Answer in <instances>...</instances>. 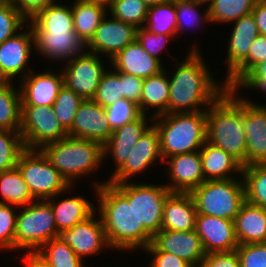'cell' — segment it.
I'll use <instances>...</instances> for the list:
<instances>
[{
	"mask_svg": "<svg viewBox=\"0 0 266 267\" xmlns=\"http://www.w3.org/2000/svg\"><path fill=\"white\" fill-rule=\"evenodd\" d=\"M24 150L20 132L0 130V172L15 168Z\"/></svg>",
	"mask_w": 266,
	"mask_h": 267,
	"instance_id": "cell-42",
	"label": "cell"
},
{
	"mask_svg": "<svg viewBox=\"0 0 266 267\" xmlns=\"http://www.w3.org/2000/svg\"><path fill=\"white\" fill-rule=\"evenodd\" d=\"M147 6H153L157 5L163 2H166L167 0H142Z\"/></svg>",
	"mask_w": 266,
	"mask_h": 267,
	"instance_id": "cell-59",
	"label": "cell"
},
{
	"mask_svg": "<svg viewBox=\"0 0 266 267\" xmlns=\"http://www.w3.org/2000/svg\"><path fill=\"white\" fill-rule=\"evenodd\" d=\"M108 63L110 60L107 61V58L86 50L63 64L60 63L58 68L63 72L64 85L84 100H89L95 97L101 78L110 66Z\"/></svg>",
	"mask_w": 266,
	"mask_h": 267,
	"instance_id": "cell-12",
	"label": "cell"
},
{
	"mask_svg": "<svg viewBox=\"0 0 266 267\" xmlns=\"http://www.w3.org/2000/svg\"><path fill=\"white\" fill-rule=\"evenodd\" d=\"M243 88H245L244 90L246 91L249 89L250 91L254 90L256 93H262L266 95V81H236L229 89L232 92H244V90H242Z\"/></svg>",
	"mask_w": 266,
	"mask_h": 267,
	"instance_id": "cell-55",
	"label": "cell"
},
{
	"mask_svg": "<svg viewBox=\"0 0 266 267\" xmlns=\"http://www.w3.org/2000/svg\"><path fill=\"white\" fill-rule=\"evenodd\" d=\"M230 36L227 38L225 76L227 88H230L245 72H248V52L255 38L260 35L252 13L230 23Z\"/></svg>",
	"mask_w": 266,
	"mask_h": 267,
	"instance_id": "cell-11",
	"label": "cell"
},
{
	"mask_svg": "<svg viewBox=\"0 0 266 267\" xmlns=\"http://www.w3.org/2000/svg\"><path fill=\"white\" fill-rule=\"evenodd\" d=\"M197 267H241L237 251L206 254Z\"/></svg>",
	"mask_w": 266,
	"mask_h": 267,
	"instance_id": "cell-50",
	"label": "cell"
},
{
	"mask_svg": "<svg viewBox=\"0 0 266 267\" xmlns=\"http://www.w3.org/2000/svg\"><path fill=\"white\" fill-rule=\"evenodd\" d=\"M34 201L36 199L17 167L0 172V203L21 207Z\"/></svg>",
	"mask_w": 266,
	"mask_h": 267,
	"instance_id": "cell-34",
	"label": "cell"
},
{
	"mask_svg": "<svg viewBox=\"0 0 266 267\" xmlns=\"http://www.w3.org/2000/svg\"><path fill=\"white\" fill-rule=\"evenodd\" d=\"M13 6L20 14L29 21L33 19L40 11L57 0H10Z\"/></svg>",
	"mask_w": 266,
	"mask_h": 267,
	"instance_id": "cell-52",
	"label": "cell"
},
{
	"mask_svg": "<svg viewBox=\"0 0 266 267\" xmlns=\"http://www.w3.org/2000/svg\"><path fill=\"white\" fill-rule=\"evenodd\" d=\"M105 111L112 131L135 121L142 115L138 104L126 98H122L116 103L109 105L105 108Z\"/></svg>",
	"mask_w": 266,
	"mask_h": 267,
	"instance_id": "cell-44",
	"label": "cell"
},
{
	"mask_svg": "<svg viewBox=\"0 0 266 267\" xmlns=\"http://www.w3.org/2000/svg\"><path fill=\"white\" fill-rule=\"evenodd\" d=\"M207 141L246 166L244 102L227 88L206 111Z\"/></svg>",
	"mask_w": 266,
	"mask_h": 267,
	"instance_id": "cell-3",
	"label": "cell"
},
{
	"mask_svg": "<svg viewBox=\"0 0 266 267\" xmlns=\"http://www.w3.org/2000/svg\"><path fill=\"white\" fill-rule=\"evenodd\" d=\"M73 188L76 190L77 187L70 186L64 192L46 200L52 207L58 232L71 229L74 225L86 220L96 211V204L94 203L96 200L92 202L87 197L85 198L84 195L71 194L75 193L72 192ZM69 192L71 193L69 194ZM65 195L69 197H63Z\"/></svg>",
	"mask_w": 266,
	"mask_h": 267,
	"instance_id": "cell-25",
	"label": "cell"
},
{
	"mask_svg": "<svg viewBox=\"0 0 266 267\" xmlns=\"http://www.w3.org/2000/svg\"><path fill=\"white\" fill-rule=\"evenodd\" d=\"M16 167L36 200H47L70 187L41 150L25 149Z\"/></svg>",
	"mask_w": 266,
	"mask_h": 267,
	"instance_id": "cell-9",
	"label": "cell"
},
{
	"mask_svg": "<svg viewBox=\"0 0 266 267\" xmlns=\"http://www.w3.org/2000/svg\"><path fill=\"white\" fill-rule=\"evenodd\" d=\"M160 136V150L166 158L199 151L207 141L206 111L161 114L153 117Z\"/></svg>",
	"mask_w": 266,
	"mask_h": 267,
	"instance_id": "cell-5",
	"label": "cell"
},
{
	"mask_svg": "<svg viewBox=\"0 0 266 267\" xmlns=\"http://www.w3.org/2000/svg\"><path fill=\"white\" fill-rule=\"evenodd\" d=\"M97 180V181H96ZM92 181L93 198L97 200L96 212L99 214L107 242L111 251L141 252L152 242L153 237L138 226L135 205L108 180ZM104 180V182H103ZM136 249V250H135Z\"/></svg>",
	"mask_w": 266,
	"mask_h": 267,
	"instance_id": "cell-2",
	"label": "cell"
},
{
	"mask_svg": "<svg viewBox=\"0 0 266 267\" xmlns=\"http://www.w3.org/2000/svg\"><path fill=\"white\" fill-rule=\"evenodd\" d=\"M257 0H213L209 5L211 24L229 25L252 13Z\"/></svg>",
	"mask_w": 266,
	"mask_h": 267,
	"instance_id": "cell-37",
	"label": "cell"
},
{
	"mask_svg": "<svg viewBox=\"0 0 266 267\" xmlns=\"http://www.w3.org/2000/svg\"><path fill=\"white\" fill-rule=\"evenodd\" d=\"M192 196L197 214L234 220L246 201L243 178L204 181Z\"/></svg>",
	"mask_w": 266,
	"mask_h": 267,
	"instance_id": "cell-6",
	"label": "cell"
},
{
	"mask_svg": "<svg viewBox=\"0 0 266 267\" xmlns=\"http://www.w3.org/2000/svg\"><path fill=\"white\" fill-rule=\"evenodd\" d=\"M246 201L266 209V164L243 167Z\"/></svg>",
	"mask_w": 266,
	"mask_h": 267,
	"instance_id": "cell-39",
	"label": "cell"
},
{
	"mask_svg": "<svg viewBox=\"0 0 266 267\" xmlns=\"http://www.w3.org/2000/svg\"><path fill=\"white\" fill-rule=\"evenodd\" d=\"M176 38L177 36L152 33L145 27H138L136 29V40L139 42L142 48L149 55L160 61L164 66H166V64L163 63L164 58H162L161 54L164 51L169 53L170 48L166 49L168 43Z\"/></svg>",
	"mask_w": 266,
	"mask_h": 267,
	"instance_id": "cell-46",
	"label": "cell"
},
{
	"mask_svg": "<svg viewBox=\"0 0 266 267\" xmlns=\"http://www.w3.org/2000/svg\"><path fill=\"white\" fill-rule=\"evenodd\" d=\"M67 132L70 137L95 141L103 146L113 133L105 108L93 99L84 100L79 105L72 127Z\"/></svg>",
	"mask_w": 266,
	"mask_h": 267,
	"instance_id": "cell-21",
	"label": "cell"
},
{
	"mask_svg": "<svg viewBox=\"0 0 266 267\" xmlns=\"http://www.w3.org/2000/svg\"><path fill=\"white\" fill-rule=\"evenodd\" d=\"M237 81H266V60L256 64Z\"/></svg>",
	"mask_w": 266,
	"mask_h": 267,
	"instance_id": "cell-56",
	"label": "cell"
},
{
	"mask_svg": "<svg viewBox=\"0 0 266 267\" xmlns=\"http://www.w3.org/2000/svg\"><path fill=\"white\" fill-rule=\"evenodd\" d=\"M21 105L53 106L60 88L64 85L62 70L34 69L18 81Z\"/></svg>",
	"mask_w": 266,
	"mask_h": 267,
	"instance_id": "cell-20",
	"label": "cell"
},
{
	"mask_svg": "<svg viewBox=\"0 0 266 267\" xmlns=\"http://www.w3.org/2000/svg\"><path fill=\"white\" fill-rule=\"evenodd\" d=\"M16 83L0 80V130L20 132L21 95Z\"/></svg>",
	"mask_w": 266,
	"mask_h": 267,
	"instance_id": "cell-32",
	"label": "cell"
},
{
	"mask_svg": "<svg viewBox=\"0 0 266 267\" xmlns=\"http://www.w3.org/2000/svg\"><path fill=\"white\" fill-rule=\"evenodd\" d=\"M41 151L70 186L93 178L104 166L103 145L95 141L67 136L45 145Z\"/></svg>",
	"mask_w": 266,
	"mask_h": 267,
	"instance_id": "cell-4",
	"label": "cell"
},
{
	"mask_svg": "<svg viewBox=\"0 0 266 267\" xmlns=\"http://www.w3.org/2000/svg\"><path fill=\"white\" fill-rule=\"evenodd\" d=\"M198 3H202L205 4L206 6H208L213 0H195Z\"/></svg>",
	"mask_w": 266,
	"mask_h": 267,
	"instance_id": "cell-60",
	"label": "cell"
},
{
	"mask_svg": "<svg viewBox=\"0 0 266 267\" xmlns=\"http://www.w3.org/2000/svg\"><path fill=\"white\" fill-rule=\"evenodd\" d=\"M199 152L205 181L242 177L243 165L209 141L204 143Z\"/></svg>",
	"mask_w": 266,
	"mask_h": 267,
	"instance_id": "cell-28",
	"label": "cell"
},
{
	"mask_svg": "<svg viewBox=\"0 0 266 267\" xmlns=\"http://www.w3.org/2000/svg\"><path fill=\"white\" fill-rule=\"evenodd\" d=\"M37 56L47 62H66L86 51V44L75 30H32ZM53 60V61H52Z\"/></svg>",
	"mask_w": 266,
	"mask_h": 267,
	"instance_id": "cell-18",
	"label": "cell"
},
{
	"mask_svg": "<svg viewBox=\"0 0 266 267\" xmlns=\"http://www.w3.org/2000/svg\"><path fill=\"white\" fill-rule=\"evenodd\" d=\"M197 211L190 193L171 192L164 204L161 229L195 230Z\"/></svg>",
	"mask_w": 266,
	"mask_h": 267,
	"instance_id": "cell-27",
	"label": "cell"
},
{
	"mask_svg": "<svg viewBox=\"0 0 266 267\" xmlns=\"http://www.w3.org/2000/svg\"><path fill=\"white\" fill-rule=\"evenodd\" d=\"M74 1V2H73ZM72 1V17L74 30L87 44L95 34L101 20L106 16L107 9L87 0Z\"/></svg>",
	"mask_w": 266,
	"mask_h": 267,
	"instance_id": "cell-31",
	"label": "cell"
},
{
	"mask_svg": "<svg viewBox=\"0 0 266 267\" xmlns=\"http://www.w3.org/2000/svg\"><path fill=\"white\" fill-rule=\"evenodd\" d=\"M34 254L49 267H88L69 245L57 238L43 244Z\"/></svg>",
	"mask_w": 266,
	"mask_h": 267,
	"instance_id": "cell-35",
	"label": "cell"
},
{
	"mask_svg": "<svg viewBox=\"0 0 266 267\" xmlns=\"http://www.w3.org/2000/svg\"><path fill=\"white\" fill-rule=\"evenodd\" d=\"M168 70L167 67V69L162 70L157 75L144 78L140 103L138 105L142 114L152 117L168 114L170 94Z\"/></svg>",
	"mask_w": 266,
	"mask_h": 267,
	"instance_id": "cell-30",
	"label": "cell"
},
{
	"mask_svg": "<svg viewBox=\"0 0 266 267\" xmlns=\"http://www.w3.org/2000/svg\"><path fill=\"white\" fill-rule=\"evenodd\" d=\"M148 7L142 0H114L107 11L111 17L138 28L144 27Z\"/></svg>",
	"mask_w": 266,
	"mask_h": 267,
	"instance_id": "cell-40",
	"label": "cell"
},
{
	"mask_svg": "<svg viewBox=\"0 0 266 267\" xmlns=\"http://www.w3.org/2000/svg\"><path fill=\"white\" fill-rule=\"evenodd\" d=\"M159 251L168 252L197 267L206 252L202 240L195 230L172 231L161 229L151 242Z\"/></svg>",
	"mask_w": 266,
	"mask_h": 267,
	"instance_id": "cell-24",
	"label": "cell"
},
{
	"mask_svg": "<svg viewBox=\"0 0 266 267\" xmlns=\"http://www.w3.org/2000/svg\"><path fill=\"white\" fill-rule=\"evenodd\" d=\"M34 36L29 23L16 35L0 44V80L17 82L33 69ZM32 60H31V59ZM16 79V80H15Z\"/></svg>",
	"mask_w": 266,
	"mask_h": 267,
	"instance_id": "cell-13",
	"label": "cell"
},
{
	"mask_svg": "<svg viewBox=\"0 0 266 267\" xmlns=\"http://www.w3.org/2000/svg\"><path fill=\"white\" fill-rule=\"evenodd\" d=\"M64 2V3H63ZM32 30H74L72 2L57 0L28 21Z\"/></svg>",
	"mask_w": 266,
	"mask_h": 267,
	"instance_id": "cell-33",
	"label": "cell"
},
{
	"mask_svg": "<svg viewBox=\"0 0 266 267\" xmlns=\"http://www.w3.org/2000/svg\"><path fill=\"white\" fill-rule=\"evenodd\" d=\"M143 253L151 254L148 267H192L185 260L168 252L159 251L152 243H150L143 251Z\"/></svg>",
	"mask_w": 266,
	"mask_h": 267,
	"instance_id": "cell-49",
	"label": "cell"
},
{
	"mask_svg": "<svg viewBox=\"0 0 266 267\" xmlns=\"http://www.w3.org/2000/svg\"><path fill=\"white\" fill-rule=\"evenodd\" d=\"M163 163L168 182L163 184L170 192L190 193L205 181L199 151L175 155Z\"/></svg>",
	"mask_w": 266,
	"mask_h": 267,
	"instance_id": "cell-19",
	"label": "cell"
},
{
	"mask_svg": "<svg viewBox=\"0 0 266 267\" xmlns=\"http://www.w3.org/2000/svg\"><path fill=\"white\" fill-rule=\"evenodd\" d=\"M144 27L152 33L177 36V18L174 0L149 6Z\"/></svg>",
	"mask_w": 266,
	"mask_h": 267,
	"instance_id": "cell-38",
	"label": "cell"
},
{
	"mask_svg": "<svg viewBox=\"0 0 266 267\" xmlns=\"http://www.w3.org/2000/svg\"><path fill=\"white\" fill-rule=\"evenodd\" d=\"M158 161L164 165L160 150V136L152 124L137 141L124 164L110 175V178H107L108 183L119 184L133 181L134 177L137 178L139 174L149 171L150 167H155Z\"/></svg>",
	"mask_w": 266,
	"mask_h": 267,
	"instance_id": "cell-14",
	"label": "cell"
},
{
	"mask_svg": "<svg viewBox=\"0 0 266 267\" xmlns=\"http://www.w3.org/2000/svg\"><path fill=\"white\" fill-rule=\"evenodd\" d=\"M110 67L118 72L141 78L159 74L164 65L149 55L137 40L110 59Z\"/></svg>",
	"mask_w": 266,
	"mask_h": 267,
	"instance_id": "cell-26",
	"label": "cell"
},
{
	"mask_svg": "<svg viewBox=\"0 0 266 267\" xmlns=\"http://www.w3.org/2000/svg\"><path fill=\"white\" fill-rule=\"evenodd\" d=\"M233 93L244 102L246 166L266 164V104H259L241 92Z\"/></svg>",
	"mask_w": 266,
	"mask_h": 267,
	"instance_id": "cell-16",
	"label": "cell"
},
{
	"mask_svg": "<svg viewBox=\"0 0 266 267\" xmlns=\"http://www.w3.org/2000/svg\"><path fill=\"white\" fill-rule=\"evenodd\" d=\"M54 213L46 200L19 207L16 219L15 251L34 254L43 244L57 238ZM26 251V252H25Z\"/></svg>",
	"mask_w": 266,
	"mask_h": 267,
	"instance_id": "cell-7",
	"label": "cell"
},
{
	"mask_svg": "<svg viewBox=\"0 0 266 267\" xmlns=\"http://www.w3.org/2000/svg\"><path fill=\"white\" fill-rule=\"evenodd\" d=\"M143 81L141 77L121 73L123 98L139 105Z\"/></svg>",
	"mask_w": 266,
	"mask_h": 267,
	"instance_id": "cell-51",
	"label": "cell"
},
{
	"mask_svg": "<svg viewBox=\"0 0 266 267\" xmlns=\"http://www.w3.org/2000/svg\"><path fill=\"white\" fill-rule=\"evenodd\" d=\"M122 98L121 72H118L109 66L108 70L101 78L97 93L93 100L103 108H106Z\"/></svg>",
	"mask_w": 266,
	"mask_h": 267,
	"instance_id": "cell-43",
	"label": "cell"
},
{
	"mask_svg": "<svg viewBox=\"0 0 266 267\" xmlns=\"http://www.w3.org/2000/svg\"><path fill=\"white\" fill-rule=\"evenodd\" d=\"M266 60V36L258 35L248 52V71L256 64Z\"/></svg>",
	"mask_w": 266,
	"mask_h": 267,
	"instance_id": "cell-53",
	"label": "cell"
},
{
	"mask_svg": "<svg viewBox=\"0 0 266 267\" xmlns=\"http://www.w3.org/2000/svg\"><path fill=\"white\" fill-rule=\"evenodd\" d=\"M235 250L241 267H266V242L239 245Z\"/></svg>",
	"mask_w": 266,
	"mask_h": 267,
	"instance_id": "cell-48",
	"label": "cell"
},
{
	"mask_svg": "<svg viewBox=\"0 0 266 267\" xmlns=\"http://www.w3.org/2000/svg\"><path fill=\"white\" fill-rule=\"evenodd\" d=\"M57 239L69 245L83 261L85 257L97 256L102 250L111 249L101 218L96 211L71 229L59 231Z\"/></svg>",
	"mask_w": 266,
	"mask_h": 267,
	"instance_id": "cell-15",
	"label": "cell"
},
{
	"mask_svg": "<svg viewBox=\"0 0 266 267\" xmlns=\"http://www.w3.org/2000/svg\"><path fill=\"white\" fill-rule=\"evenodd\" d=\"M195 231L206 254L231 252L239 246L233 220L197 214Z\"/></svg>",
	"mask_w": 266,
	"mask_h": 267,
	"instance_id": "cell-23",
	"label": "cell"
},
{
	"mask_svg": "<svg viewBox=\"0 0 266 267\" xmlns=\"http://www.w3.org/2000/svg\"><path fill=\"white\" fill-rule=\"evenodd\" d=\"M19 207L0 203V251L15 252L16 219ZM14 250V251H13Z\"/></svg>",
	"mask_w": 266,
	"mask_h": 267,
	"instance_id": "cell-45",
	"label": "cell"
},
{
	"mask_svg": "<svg viewBox=\"0 0 266 267\" xmlns=\"http://www.w3.org/2000/svg\"><path fill=\"white\" fill-rule=\"evenodd\" d=\"M20 134L25 149L31 150H41L45 145L68 136L53 106L37 105H21Z\"/></svg>",
	"mask_w": 266,
	"mask_h": 267,
	"instance_id": "cell-10",
	"label": "cell"
},
{
	"mask_svg": "<svg viewBox=\"0 0 266 267\" xmlns=\"http://www.w3.org/2000/svg\"><path fill=\"white\" fill-rule=\"evenodd\" d=\"M152 124L153 117L142 114L135 121L127 123L113 131L109 141L103 146L104 163L109 158L114 163L111 166L113 168L115 167L113 171L110 170L112 172L111 175L124 164L137 141Z\"/></svg>",
	"mask_w": 266,
	"mask_h": 267,
	"instance_id": "cell-22",
	"label": "cell"
},
{
	"mask_svg": "<svg viewBox=\"0 0 266 267\" xmlns=\"http://www.w3.org/2000/svg\"><path fill=\"white\" fill-rule=\"evenodd\" d=\"M83 101L84 99L80 95L66 85L60 88L53 109L58 121L66 131L72 127L76 112Z\"/></svg>",
	"mask_w": 266,
	"mask_h": 267,
	"instance_id": "cell-41",
	"label": "cell"
},
{
	"mask_svg": "<svg viewBox=\"0 0 266 267\" xmlns=\"http://www.w3.org/2000/svg\"><path fill=\"white\" fill-rule=\"evenodd\" d=\"M87 1L94 2L95 4H98L108 9L112 5L114 0H87Z\"/></svg>",
	"mask_w": 266,
	"mask_h": 267,
	"instance_id": "cell-58",
	"label": "cell"
},
{
	"mask_svg": "<svg viewBox=\"0 0 266 267\" xmlns=\"http://www.w3.org/2000/svg\"><path fill=\"white\" fill-rule=\"evenodd\" d=\"M252 14L260 35L266 36V0H257Z\"/></svg>",
	"mask_w": 266,
	"mask_h": 267,
	"instance_id": "cell-54",
	"label": "cell"
},
{
	"mask_svg": "<svg viewBox=\"0 0 266 267\" xmlns=\"http://www.w3.org/2000/svg\"><path fill=\"white\" fill-rule=\"evenodd\" d=\"M143 181L123 182L115 185L135 205L138 226L153 237L161 230L163 208L167 196L171 193L163 184ZM137 182V183H136Z\"/></svg>",
	"mask_w": 266,
	"mask_h": 267,
	"instance_id": "cell-8",
	"label": "cell"
},
{
	"mask_svg": "<svg viewBox=\"0 0 266 267\" xmlns=\"http://www.w3.org/2000/svg\"><path fill=\"white\" fill-rule=\"evenodd\" d=\"M10 0H0V4H4V3H7L9 2Z\"/></svg>",
	"mask_w": 266,
	"mask_h": 267,
	"instance_id": "cell-61",
	"label": "cell"
},
{
	"mask_svg": "<svg viewBox=\"0 0 266 267\" xmlns=\"http://www.w3.org/2000/svg\"><path fill=\"white\" fill-rule=\"evenodd\" d=\"M28 21L9 1L0 4V44L21 31Z\"/></svg>",
	"mask_w": 266,
	"mask_h": 267,
	"instance_id": "cell-47",
	"label": "cell"
},
{
	"mask_svg": "<svg viewBox=\"0 0 266 267\" xmlns=\"http://www.w3.org/2000/svg\"><path fill=\"white\" fill-rule=\"evenodd\" d=\"M22 261L21 267H49L44 262H42L35 254H24L20 257Z\"/></svg>",
	"mask_w": 266,
	"mask_h": 267,
	"instance_id": "cell-57",
	"label": "cell"
},
{
	"mask_svg": "<svg viewBox=\"0 0 266 267\" xmlns=\"http://www.w3.org/2000/svg\"><path fill=\"white\" fill-rule=\"evenodd\" d=\"M233 221L239 245L266 242V209L245 201Z\"/></svg>",
	"mask_w": 266,
	"mask_h": 267,
	"instance_id": "cell-29",
	"label": "cell"
},
{
	"mask_svg": "<svg viewBox=\"0 0 266 267\" xmlns=\"http://www.w3.org/2000/svg\"><path fill=\"white\" fill-rule=\"evenodd\" d=\"M190 46L188 54L181 62L177 57L170 55L174 60L170 64L174 63V68L168 73V114L207 111L227 89L223 78L219 82V79L213 76L215 74L205 61L203 51H200V44L194 43Z\"/></svg>",
	"mask_w": 266,
	"mask_h": 267,
	"instance_id": "cell-1",
	"label": "cell"
},
{
	"mask_svg": "<svg viewBox=\"0 0 266 267\" xmlns=\"http://www.w3.org/2000/svg\"><path fill=\"white\" fill-rule=\"evenodd\" d=\"M174 3L177 18V39L180 37V34H184L189 29L190 31H194V29L199 27L202 29V27L206 26L204 24L211 23L209 9L205 4L198 3L195 0H174ZM200 8L203 11L200 12Z\"/></svg>",
	"mask_w": 266,
	"mask_h": 267,
	"instance_id": "cell-36",
	"label": "cell"
},
{
	"mask_svg": "<svg viewBox=\"0 0 266 267\" xmlns=\"http://www.w3.org/2000/svg\"><path fill=\"white\" fill-rule=\"evenodd\" d=\"M136 29L134 25L117 20L107 13L86 44V50L110 60L136 40Z\"/></svg>",
	"mask_w": 266,
	"mask_h": 267,
	"instance_id": "cell-17",
	"label": "cell"
}]
</instances>
